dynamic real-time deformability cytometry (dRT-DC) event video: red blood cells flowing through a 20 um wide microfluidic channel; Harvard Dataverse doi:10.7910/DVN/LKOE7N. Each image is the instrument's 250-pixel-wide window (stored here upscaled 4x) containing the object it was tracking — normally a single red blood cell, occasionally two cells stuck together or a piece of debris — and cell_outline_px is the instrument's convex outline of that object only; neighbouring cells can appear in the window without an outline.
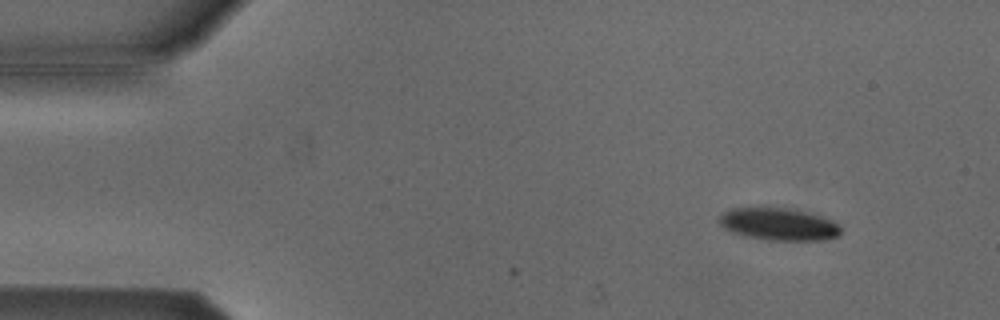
{"species": "Egyptian fruit bat (a non-hibernating species)", "species_latin": "Rousettus aegyptiacus", "temperature_condition": "cold", "stored_images_in_passage": 5, "camera_frame_rate_fps": 3000, "um_per_image_px": 0.085, "animal": {"sex": "male"}, "frame": {"image": 1, "passage_image": 5, "time_ms": 1.333, "image_size_px": [1000, 320], "cell_outline_px": [[840, 236], [824, 240], [768, 240], [744, 236], [732, 232], [724, 228], [716, 220], [724, 212], [732, 208], [756, 204], [804, 212], [820, 216], [832, 220], [840, 224]], "centroid_in_image_um": [66.12, 19.03], "position_along_channel_um": 18.9, "area_um2": 23.47}}